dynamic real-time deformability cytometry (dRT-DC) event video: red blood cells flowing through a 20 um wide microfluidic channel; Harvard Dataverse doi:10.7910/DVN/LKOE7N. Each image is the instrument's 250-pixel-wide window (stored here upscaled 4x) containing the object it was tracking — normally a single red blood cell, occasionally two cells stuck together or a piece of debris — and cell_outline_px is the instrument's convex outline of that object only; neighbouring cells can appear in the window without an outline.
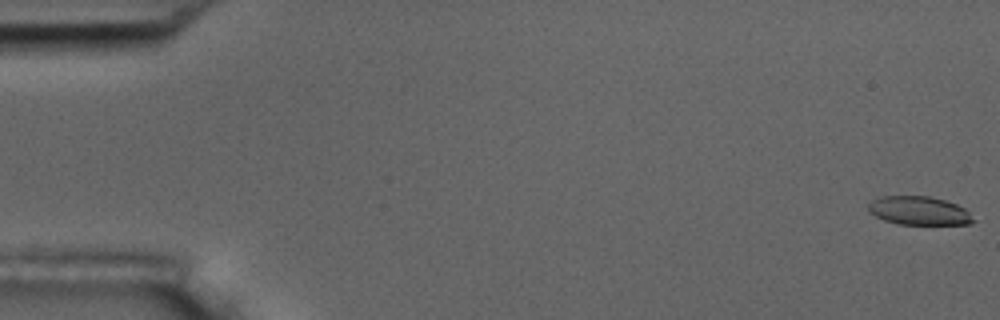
{"species": "common noctule bat (a hibernating species)", "species_latin": "Nyctalus noctula", "temperature_condition": "room temperature", "stored_images_in_passage": 56, "camera_frame_rate_fps": 3000, "um_per_image_px": 0.085, "animal": {"sex": "male", "body_mass_g": 17.5, "forearm_length_mm": 52.3}, "frame": {"image": 1, "passage_image": 1, "time_ms": 0.0, "image_size_px": [1000, 320], "cell_outline_px": [[976, 220], [972, 224], [896, 224], [884, 220], [868, 212], [868, 204], [872, 200], [880, 196], [928, 196], [944, 200], [956, 204], [964, 208]], "centroid_in_image_um": [78.1, 17.91], "position_along_channel_um": 6.9, "area_um2": 17.51}}
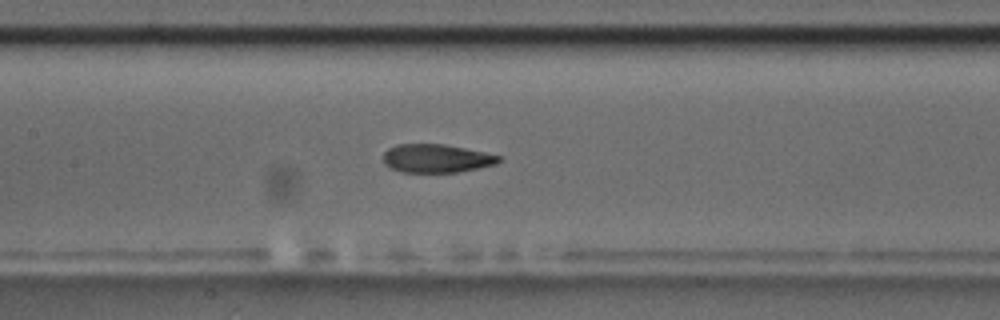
{"frame": {"image": 2, "passage_image": 27, "time_ms": 8.667, "image_size_px": [1000, 320], "cell_outline_px": [[504, 156], [496, 164], [456, 172], [404, 172], [392, 168], [384, 164], [384, 152], [388, 148], [396, 144], [444, 144]], "centroid_in_image_um": [37.1, 13.45], "position_along_channel_um": 170.3, "area_um2": 19.02}}
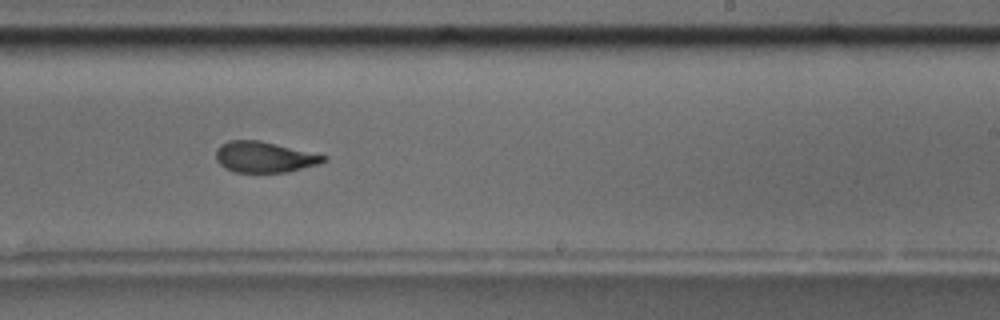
{"frame": {"image": 3, "passage_image": 35, "time_ms": 11.333, "image_size_px": [1000, 320], "cell_outline_px": [[328, 160], [316, 164], [288, 172], [232, 172], [224, 168], [216, 160], [216, 148], [220, 144], [228, 140], [260, 140], [328, 156]], "centroid_in_image_um": [22.43, 13.34], "position_along_channel_um": 266.6, "area_um2": 19.42}, "authors_computed_cell_mechanics": {"area_um2": 19.9121, "velocity_mm_per_s": 3.6283, "shape_relaxation_time_tau1_ms": 8.1167, "shape_relaxation_time_tau2_ms": 1.6923, "deformation_change_tau1": 0.2077, "deformation_change_tau2": 0.095}}